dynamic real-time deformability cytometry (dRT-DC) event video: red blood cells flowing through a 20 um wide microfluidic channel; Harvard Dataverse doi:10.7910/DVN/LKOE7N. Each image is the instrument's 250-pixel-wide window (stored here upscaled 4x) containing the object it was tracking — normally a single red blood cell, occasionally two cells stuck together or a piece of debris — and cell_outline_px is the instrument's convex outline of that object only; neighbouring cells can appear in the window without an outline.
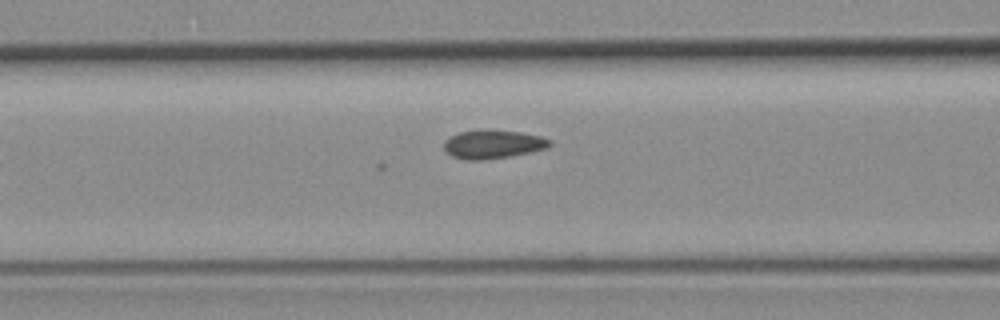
{"species": "common noctule bat (a hibernating species)", "species_latin": "Nyctalus noctula", "temperature_condition": "room temperature", "stored_images_in_passage": 14, "camera_frame_rate_fps": 3000, "um_per_image_px": 0.085, "animal": {"sex": "female", "body_mass_g": 19.3, "forearm_length_mm": 54.1}, "frame": {"image": 1, "passage_image": 5, "time_ms": 1.333, "image_size_px": [1000, 320], "cell_outline_px": [[552, 144], [548, 148], [508, 156], [484, 160], [464, 160], [452, 156], [444, 148], [444, 140], [448, 136], [460, 132], [484, 128], [488, 128], [520, 132], [540, 136], [552, 140]], "centroid_in_image_um": [41.88, 12.23], "position_along_channel_um": 124.7, "area_um2": 17.92}}
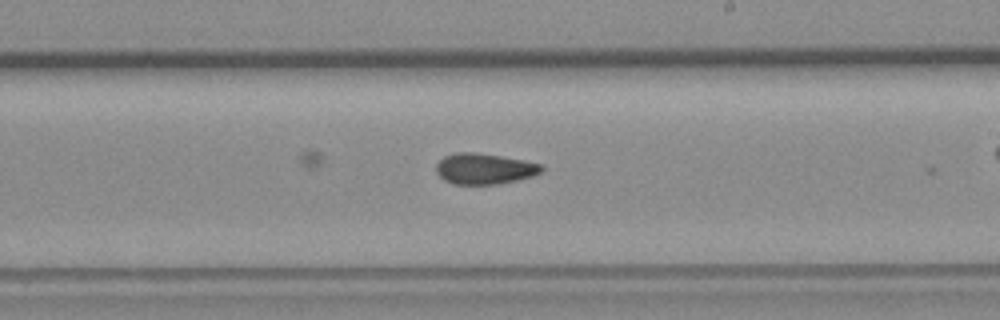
{"frame": {"image": 2, "passage_image": 11, "time_ms": 3.333, "image_size_px": [1000, 320], "cell_outline_px": [[544, 168], [540, 172], [532, 176], [516, 180], [496, 184], [452, 184], [444, 180], [436, 172], [436, 164], [444, 156], [456, 152], [472, 152], [500, 156], [524, 160], [540, 164]], "centroid_in_image_um": [41.14, 14.34], "position_along_channel_um": 247.9, "area_um2": 18.79}}